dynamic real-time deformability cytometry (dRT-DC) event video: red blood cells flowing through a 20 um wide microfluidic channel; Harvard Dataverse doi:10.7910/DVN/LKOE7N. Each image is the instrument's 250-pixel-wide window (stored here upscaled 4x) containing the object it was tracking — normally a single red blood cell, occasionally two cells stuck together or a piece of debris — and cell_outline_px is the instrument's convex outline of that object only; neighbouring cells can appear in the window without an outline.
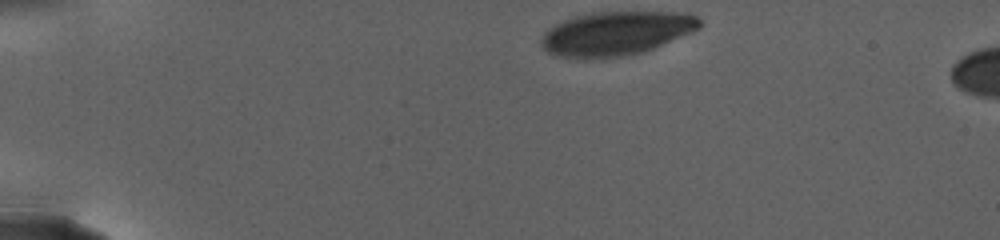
{"species": "human", "species_latin": "Homo sapiens", "temperature_condition": "warm", "stored_images_in_passage": 30, "camera_frame_rate_fps": 3000, "um_per_image_px": 0.085, "donor": {"sex": "female"}, "frame": {"image": 1, "passage_image": 1, "time_ms": 0.0, "image_size_px": [1000, 240], "cell_outline_px": [[704, 24], [700, 28], [692, 32], [652, 48], [640, 52], [620, 56], [576, 60], [560, 56], [548, 52], [540, 44], [540, 40], [544, 32], [548, 28], [564, 20], [576, 16], [592, 12], [688, 12], [696, 16]], "centroid_in_image_um": [52.35, 2.83], "position_along_channel_um": 32.6, "area_um2": 40.63}}
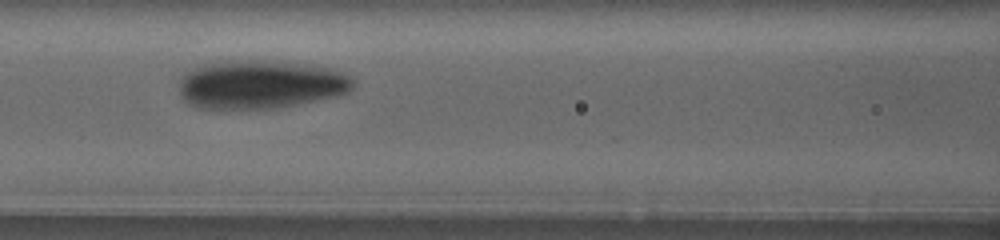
{"frame": {"image": 2, "passage_image": 14, "time_ms": 7.667, "image_size_px": [1000, 240], "cell_outline_px": [[356, 84], [348, 92], [340, 96], [280, 108], [200, 108], [188, 104], [184, 100], [180, 92], [180, 80], [192, 68], [216, 60], [264, 60], [312, 64], [332, 68], [356, 76]], "centroid_in_image_um": [22.24, 7.16], "position_along_channel_um": 144.4, "area_um2": 50.23}}
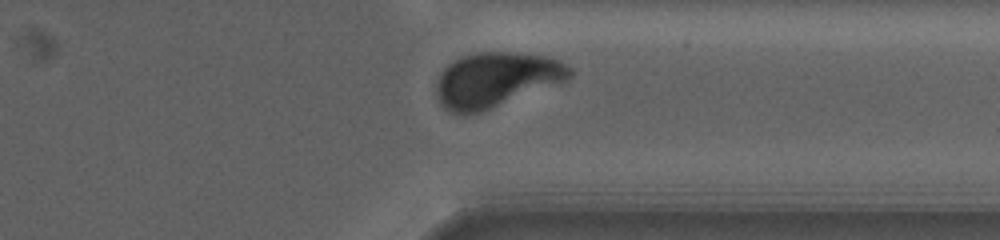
{"frame": {"image": 3, "passage_image": 26, "time_ms": 16.667, "image_size_px": [1000, 240], "cell_outline_px": [[572, 76], [568, 80], [480, 112], [464, 116], [448, 112], [440, 104], [436, 92], [436, 84], [444, 68], [448, 64], [460, 56], [480, 52], [516, 52], [548, 56], [560, 60], [572, 68]], "centroid_in_image_um": [42.16, 6.77], "position_along_channel_um": 369.2, "area_um2": 42.83}, "authors_computed_cell_mechanics": {"area_um2": 44.6216, "velocity_mm_per_s": 2.5, "shape_relaxation_time_tau1_ms": 3.7973, "shape_relaxation_time_tau2_ms": 1.3194, "deformation_change_tau1": 0.1576, "deformation_change_tau2": 0.0392}}